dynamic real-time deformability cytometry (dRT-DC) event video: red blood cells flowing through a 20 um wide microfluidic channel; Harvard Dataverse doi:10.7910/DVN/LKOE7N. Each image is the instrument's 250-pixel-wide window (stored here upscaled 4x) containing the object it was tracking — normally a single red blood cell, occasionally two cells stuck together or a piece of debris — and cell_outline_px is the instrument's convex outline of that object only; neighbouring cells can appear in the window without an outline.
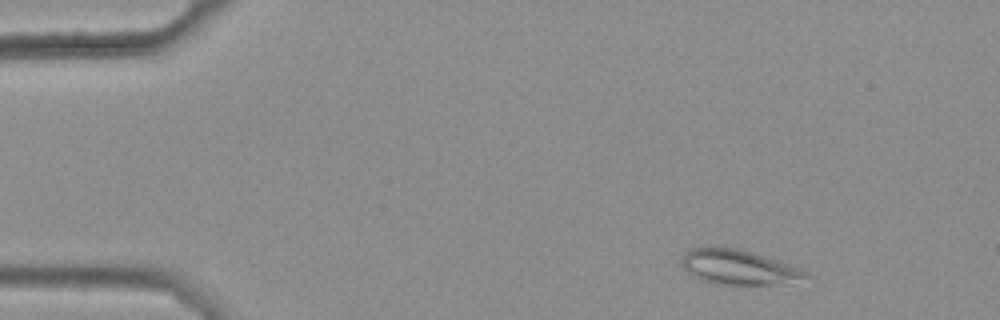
{"species": "common noctule bat (a hibernating species)", "species_latin": "Nyctalus noctula", "temperature_condition": "warm", "stored_images_in_passage": 43, "camera_frame_rate_fps": 3000, "um_per_image_px": 0.085, "animal": {"sex": "female", "body_mass_g": 25.1}, "frame": {"image": 1, "passage_image": 4, "time_ms": 1.0, "image_size_px": [1000, 320], "cell_outline_px": [[816, 284], [712, 284], [700, 280], [692, 276], [684, 268], [684, 252], [688, 248], [704, 244], [724, 244], [740, 248], [776, 260], [808, 272], [816, 280]], "centroid_in_image_um": [62.9, 22.7], "position_along_channel_um": 22.1, "area_um2": 26.76}}
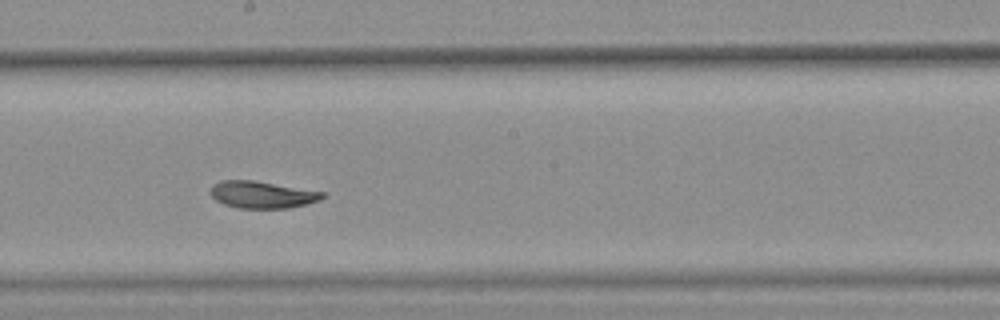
{"frame": {"image": 2, "passage_image": 28, "time_ms": 9.0, "image_size_px": [1000, 320], "cell_outline_px": [[324, 196], [320, 200], [288, 208], [236, 208], [224, 204], [216, 200], [212, 196], [212, 184], [220, 180], [252, 180], [324, 192]], "centroid_in_image_um": [22.25, 16.54], "position_along_channel_um": 225.9, "area_um2": 17.4}}
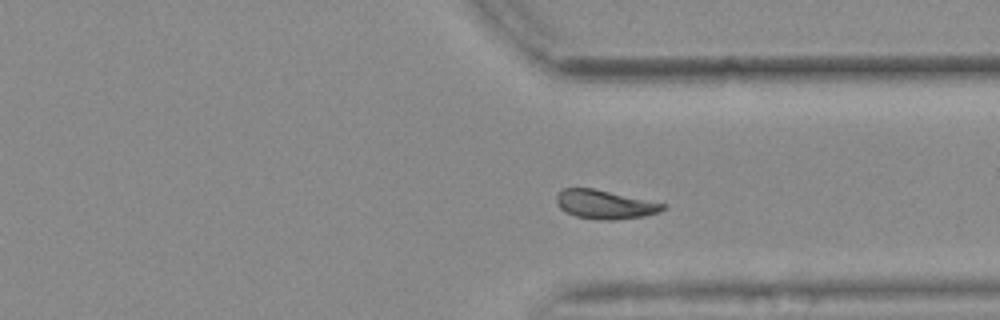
{"frame": {"image": 3, "passage_image": 39, "time_ms": 12.667, "image_size_px": [1000, 320], "cell_outline_px": [[664, 208], [660, 212], [644, 216], [612, 220], [600, 220], [576, 216], [564, 212], [556, 204], [556, 196], [564, 188], [592, 188], [664, 204]], "centroid_in_image_um": [51.35, 17.39], "position_along_channel_um": 360.1, "area_um2": 17.57}, "authors_computed_cell_mechanics": {"area_um2": 18.207, "velocity_mm_per_s": 3.6415, "shape_relaxation_time_tau1_ms": 10.9217, "shape_relaxation_time_tau2_ms": 3.0965, "deformation_change_tau1": 0.1974, "deformation_change_tau2": 0.0744}}